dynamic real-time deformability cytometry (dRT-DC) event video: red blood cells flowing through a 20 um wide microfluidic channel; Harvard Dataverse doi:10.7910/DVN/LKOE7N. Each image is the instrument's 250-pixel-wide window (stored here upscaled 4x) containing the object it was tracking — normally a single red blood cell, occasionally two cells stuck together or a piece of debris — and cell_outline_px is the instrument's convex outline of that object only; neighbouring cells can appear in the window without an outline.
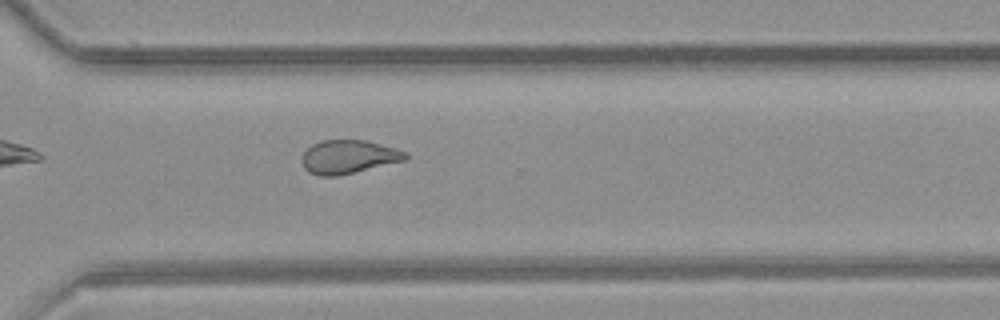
{"species": "common noctule bat (a hibernating species)", "species_latin": "Nyctalus noctula", "temperature_condition": "room temperature", "stored_images_in_passage": 9, "camera_frame_rate_fps": 3000, "um_per_image_px": 0.085, "animal": {"sex": "female", "body_mass_g": 21.9}, "frame": {"image": 1, "passage_image": 9, "time_ms": 10.0, "image_size_px": [1000, 320], "cell_outline_px": [[408, 156], [404, 160], [336, 176], [320, 176], [308, 172], [304, 168], [304, 152], [312, 144], [320, 140], [364, 140], [408, 152]], "centroid_in_image_um": [29.6, 13.32], "position_along_channel_um": 341.0, "area_um2": 19.77}}